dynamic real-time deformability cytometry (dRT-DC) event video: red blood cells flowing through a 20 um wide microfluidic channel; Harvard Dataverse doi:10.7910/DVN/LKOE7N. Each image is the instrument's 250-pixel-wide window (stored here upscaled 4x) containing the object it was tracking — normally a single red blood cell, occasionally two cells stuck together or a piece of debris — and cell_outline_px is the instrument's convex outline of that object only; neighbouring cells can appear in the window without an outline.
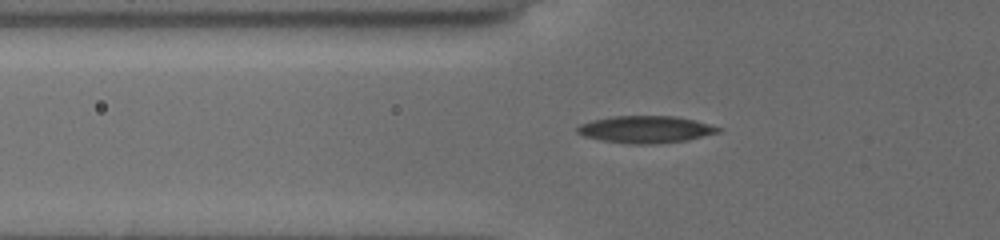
{"species": "common noctule bat (a hibernating species)", "species_latin": "Nyctalus noctula", "temperature_condition": "cold", "stored_images_in_passage": 38, "camera_frame_rate_fps": 3000, "um_per_image_px": 0.085, "animal": {"sex": "female", "body_mass_g": 19.5, "forearm_length_mm": 54.1}, "frame": {"image": 1, "passage_image": 3, "time_ms": 0.667, "image_size_px": [1000, 240], "cell_outline_px": [[724, 128], [720, 132], [688, 140], [656, 144], [628, 144], [604, 140], [584, 136], [576, 132], [576, 128], [580, 124], [592, 120], [612, 116], [676, 116], [696, 120]], "centroid_in_image_um": [54.92, 11.0], "position_along_channel_um": 70.9, "area_um2": 22.43}}
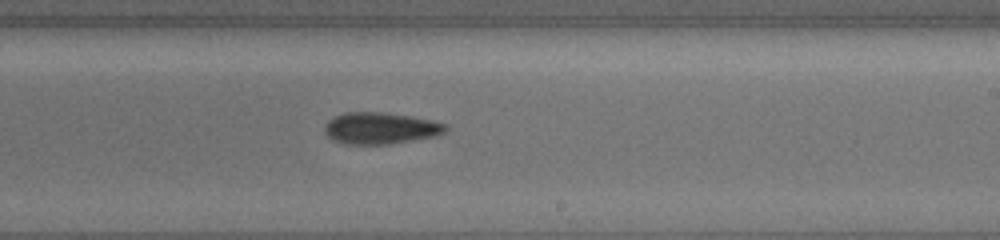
{"frame": {"image": 2, "passage_image": 18, "time_ms": 5.667, "image_size_px": [1000, 240], "cell_outline_px": [[448, 128], [444, 132], [436, 136], [392, 144], [344, 144], [328, 136], [324, 132], [324, 128], [328, 120], [344, 112], [380, 112], [408, 116], [428, 120], [444, 124]], "centroid_in_image_um": [32.31, 10.91], "position_along_channel_um": 256.7, "area_um2": 22.02}}
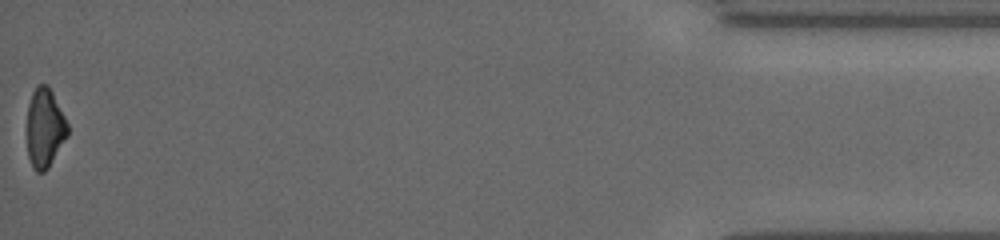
{"frame": {"image": 3, "passage_image": 38, "time_ms": 12.333, "image_size_px": [1000, 240], "cell_outline_px": [[68, 136], [48, 168], [44, 172], [36, 172], [32, 168], [28, 156], [28, 104], [32, 92], [36, 84], [48, 84], [68, 124]], "centroid_in_image_um": [3.81, 10.88], "position_along_channel_um": 431.4, "area_um2": 18.73}, "authors_computed_cell_mechanics": {"area_um2": 21.4149, "velocity_mm_per_s": 3.7937, "shape_relaxation_time_tau1_ms": 4.5433, "shape_relaxation_time_tau2_ms": null, "deformation_change_tau1": 0.1198, "deformation_change_tau2": null}}